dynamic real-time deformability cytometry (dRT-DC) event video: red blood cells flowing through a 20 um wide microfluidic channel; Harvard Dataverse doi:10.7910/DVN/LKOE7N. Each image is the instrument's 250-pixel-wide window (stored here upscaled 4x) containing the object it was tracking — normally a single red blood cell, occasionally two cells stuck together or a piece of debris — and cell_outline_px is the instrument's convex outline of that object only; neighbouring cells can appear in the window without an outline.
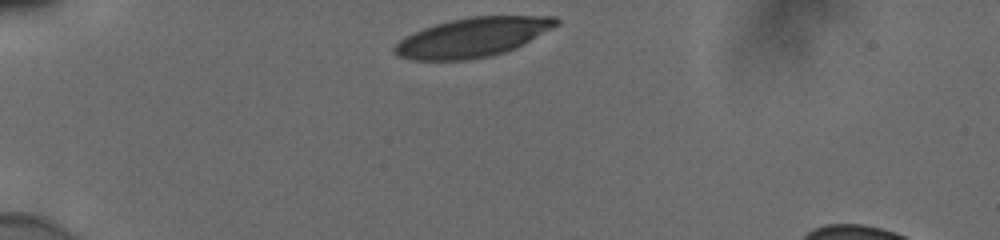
{"species": "human", "species_latin": "Homo sapiens", "temperature_condition": "cold", "stored_images_in_passage": 32, "camera_frame_rate_fps": 3000, "um_per_image_px": 0.085, "donor": {"sex": "male"}, "frame": {"image": 1, "passage_image": 1, "time_ms": 0.0, "image_size_px": [1000, 240], "cell_outline_px": [[560, 24], [516, 48], [504, 52], [488, 56], [464, 60], [412, 60], [400, 56], [392, 52], [392, 48], [404, 36], [424, 28], [436, 24], [468, 16], [556, 16], [560, 20]], "centroid_in_image_um": [40.18, 3.16], "position_along_channel_um": 44.8, "area_um2": 36.93}}
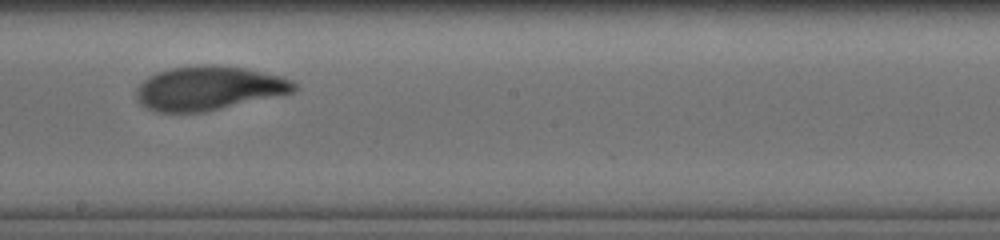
{"frame": {"image": 2, "passage_image": 19, "time_ms": 6.0, "image_size_px": [1000, 240], "cell_outline_px": [[296, 88], [292, 92], [204, 112], [156, 112], [140, 104], [136, 100], [136, 88], [148, 76], [156, 72], [168, 68], [200, 64], [216, 64], [244, 68], [280, 76], [292, 80], [296, 84]], "centroid_in_image_um": [17.67, 7.48], "position_along_channel_um": 230.5, "area_um2": 40.4}}
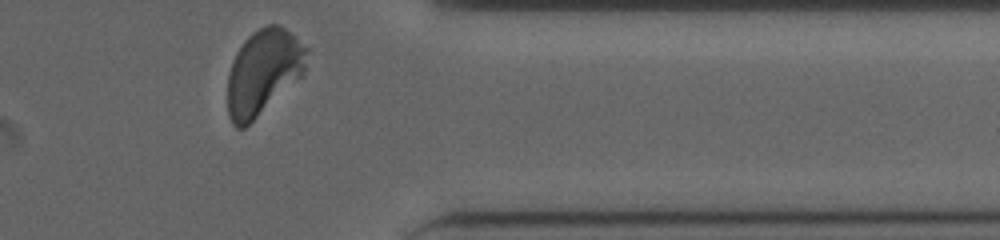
{"frame": {"image": 3, "passage_image": 32, "time_ms": 10.333, "image_size_px": [1000, 240], "cell_outline_px": [[308, 48], [304, 76], [244, 128], [236, 128], [232, 124], [228, 116], [228, 76], [232, 60], [236, 52], [244, 40], [252, 32], [268, 24], [276, 24], [284, 28]], "centroid_in_image_um": [22.38, 6.14], "position_along_channel_um": 389.0, "area_um2": 39.48}, "authors_computed_cell_mechanics": {"area_um2": 40.2577, "velocity_mm_per_s": 3.8195, "shape_relaxation_time_tau1_ms": 2.8119, "shape_relaxation_time_tau2_ms": 0.9205, "deformation_change_tau1": 0.1559, "deformation_change_tau2": 0.0615}}